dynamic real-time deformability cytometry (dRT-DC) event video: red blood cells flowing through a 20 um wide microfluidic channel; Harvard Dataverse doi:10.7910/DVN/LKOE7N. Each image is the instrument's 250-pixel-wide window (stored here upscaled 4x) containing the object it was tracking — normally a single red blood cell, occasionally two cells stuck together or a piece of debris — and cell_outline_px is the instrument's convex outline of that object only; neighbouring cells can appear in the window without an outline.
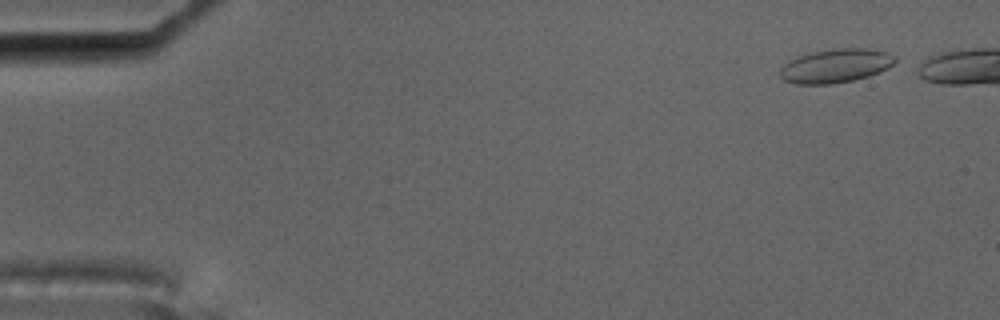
{"species": "common noctule bat (a hibernating species)", "species_latin": "Nyctalus noctula", "temperature_condition": "cold", "stored_images_in_passage": 8, "camera_frame_rate_fps": 3000, "um_per_image_px": 0.085, "animal": {"sex": "male", "body_mass_g": 17.5, "forearm_length_mm": 52.3}, "frame": {"image": 1, "passage_image": 1, "time_ms": 0.0, "image_size_px": [1000, 320], "cell_outline_px": [[896, 60], [888, 68], [880, 72], [868, 76], [852, 80], [832, 84], [796, 84], [784, 80], [780, 76], [780, 68], [788, 60], [812, 52], [832, 48], [868, 48], [888, 52], [896, 56]], "centroid_in_image_um": [71.04, 5.58], "position_along_channel_um": 14.0, "area_um2": 22.77}}